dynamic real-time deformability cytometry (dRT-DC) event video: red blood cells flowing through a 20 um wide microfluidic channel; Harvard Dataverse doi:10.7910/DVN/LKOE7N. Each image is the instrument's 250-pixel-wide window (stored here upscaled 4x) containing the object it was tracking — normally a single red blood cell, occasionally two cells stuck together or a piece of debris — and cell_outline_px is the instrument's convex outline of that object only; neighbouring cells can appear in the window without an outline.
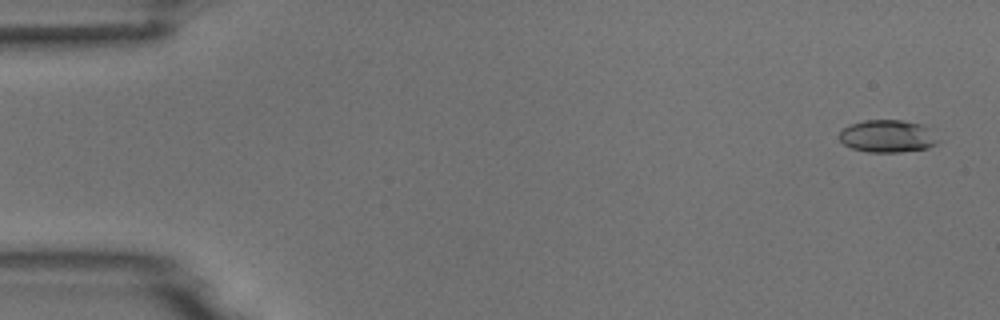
{"species": "common noctule bat (a hibernating species)", "species_latin": "Nyctalus noctula", "temperature_condition": "room temperature", "stored_images_in_passage": 5, "camera_frame_rate_fps": 3000, "um_per_image_px": 0.085, "animal": {"sex": "male", "body_mass_g": 18.8}, "frame": {"image": 1, "passage_image": 1, "time_ms": 0.0, "image_size_px": [1000, 320], "cell_outline_px": [[940, 140], [936, 144], [928, 148], [900, 152], [868, 152], [852, 148], [844, 144], [840, 140], [840, 132], [844, 128], [852, 124], [864, 120], [900, 120], [924, 124]], "centroid_in_image_um": [75.47, 11.58], "position_along_channel_um": 9.5, "area_um2": 18.67}}
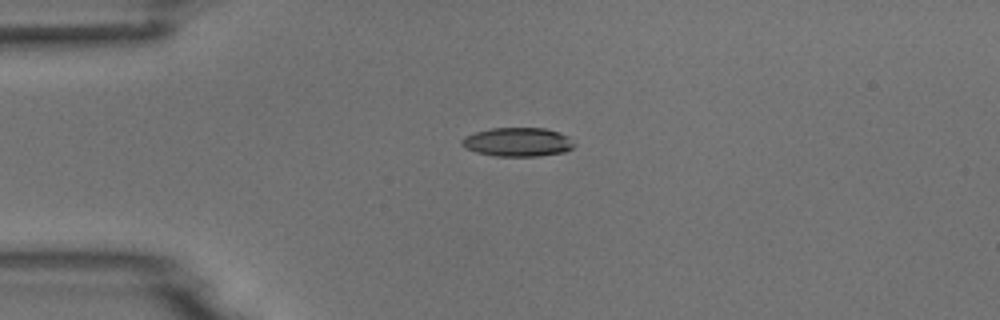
{"frame": {"image": 2, "passage_image": 4, "time_ms": 3.667, "image_size_px": [1000, 320], "cell_outline_px": [[576, 144], [572, 148], [564, 152], [540, 156], [496, 156], [476, 152], [464, 148], [460, 144], [460, 140], [464, 136], [476, 132], [492, 128], [544, 128], [560, 132], [568, 136]], "centroid_in_image_um": [44.0, 12.07], "position_along_channel_um": 41.0, "area_um2": 19.07}}